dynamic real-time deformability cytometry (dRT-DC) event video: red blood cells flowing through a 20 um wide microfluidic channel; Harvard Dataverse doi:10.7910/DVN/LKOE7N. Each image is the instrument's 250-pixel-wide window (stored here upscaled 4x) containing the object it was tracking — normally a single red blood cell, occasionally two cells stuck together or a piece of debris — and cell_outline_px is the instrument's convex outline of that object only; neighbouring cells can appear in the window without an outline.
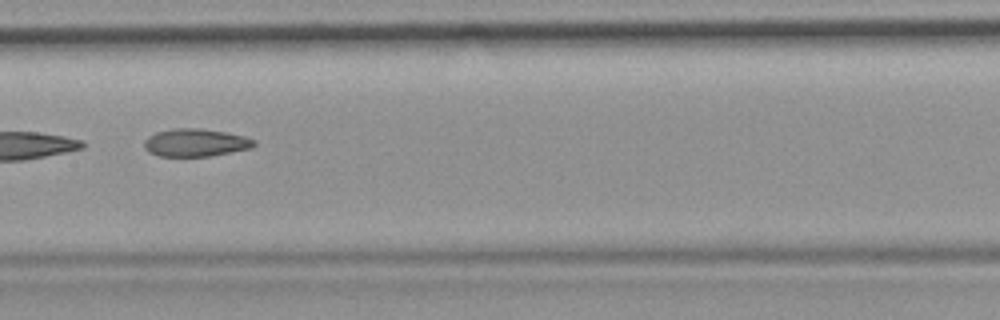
{"species": "common noctule bat (a hibernating species)", "species_latin": "Nyctalus noctula", "temperature_condition": "room temperature", "stored_images_in_passage": 8, "camera_frame_rate_fps": 3000, "um_per_image_px": 0.085, "animal": {"sex": "female", "body_mass_g": 19.9}, "frame": {"image": 1, "passage_image": 7, "time_ms": 7.667, "image_size_px": [1000, 320], "cell_outline_px": [[256, 144], [252, 148], [232, 152], [208, 156], [160, 156], [148, 152], [144, 148], [144, 140], [148, 136], [156, 132], [172, 128], [200, 128], [228, 132], [244, 136], [256, 140]], "centroid_in_image_um": [16.63, 12.11], "position_along_channel_um": 190.8, "area_um2": 17.98}}